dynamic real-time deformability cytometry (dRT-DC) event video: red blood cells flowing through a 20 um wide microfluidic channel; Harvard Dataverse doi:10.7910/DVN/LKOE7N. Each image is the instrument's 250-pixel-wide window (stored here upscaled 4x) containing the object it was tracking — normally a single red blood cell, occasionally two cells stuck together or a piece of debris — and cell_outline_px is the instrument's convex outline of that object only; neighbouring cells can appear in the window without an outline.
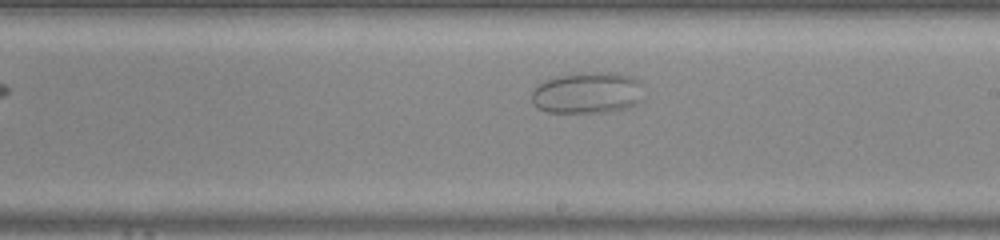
{"species": "common noctule bat (a hibernating species)", "species_latin": "Nyctalus noctula", "temperature_condition": "warm", "stored_images_in_passage": 31, "camera_frame_rate_fps": 3000, "um_per_image_px": 0.085, "animal": {"sex": "male", "body_mass_g": 20.0, "forearm_length_mm": 53.3}, "frame": {"image": 1, "passage_image": 14, "time_ms": 4.333, "image_size_px": [1000, 240], "cell_outline_px": [[644, 100], [628, 108], [608, 112], [548, 112], [540, 108], [532, 100], [532, 92], [540, 84], [548, 80], [560, 76], [580, 72], [612, 72], [632, 76], [640, 84]], "centroid_in_image_um": [50.0, 7.89], "position_along_channel_um": 239.0, "area_um2": 26.93}}